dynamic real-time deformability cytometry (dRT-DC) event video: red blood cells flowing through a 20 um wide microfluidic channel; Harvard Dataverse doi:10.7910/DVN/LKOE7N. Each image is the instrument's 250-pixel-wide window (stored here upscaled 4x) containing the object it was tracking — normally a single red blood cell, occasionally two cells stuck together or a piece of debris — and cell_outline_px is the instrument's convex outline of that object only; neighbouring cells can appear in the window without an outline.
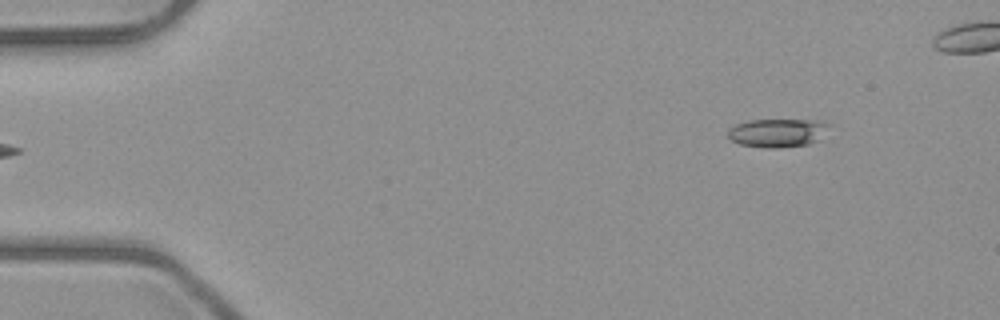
{"species": "common noctule bat (a hibernating species)", "species_latin": "Nyctalus noctula", "temperature_condition": "room temperature", "stored_images_in_passage": 4, "camera_frame_rate_fps": 3000, "um_per_image_px": 0.085, "animal": {"sex": "male", "body_mass_g": 23.1, "forearm_length_mm": 52.7}, "frame": {"image": 1, "passage_image": 4, "time_ms": 4.333, "image_size_px": [1000, 320], "cell_outline_px": [[828, 124], [816, 140], [808, 144], [780, 148], [764, 148], [740, 144], [732, 140], [728, 136], [728, 128], [736, 124], [748, 120], [812, 120]], "centroid_in_image_um": [65.97, 11.3], "position_along_channel_um": 19.0, "area_um2": 16.36}}